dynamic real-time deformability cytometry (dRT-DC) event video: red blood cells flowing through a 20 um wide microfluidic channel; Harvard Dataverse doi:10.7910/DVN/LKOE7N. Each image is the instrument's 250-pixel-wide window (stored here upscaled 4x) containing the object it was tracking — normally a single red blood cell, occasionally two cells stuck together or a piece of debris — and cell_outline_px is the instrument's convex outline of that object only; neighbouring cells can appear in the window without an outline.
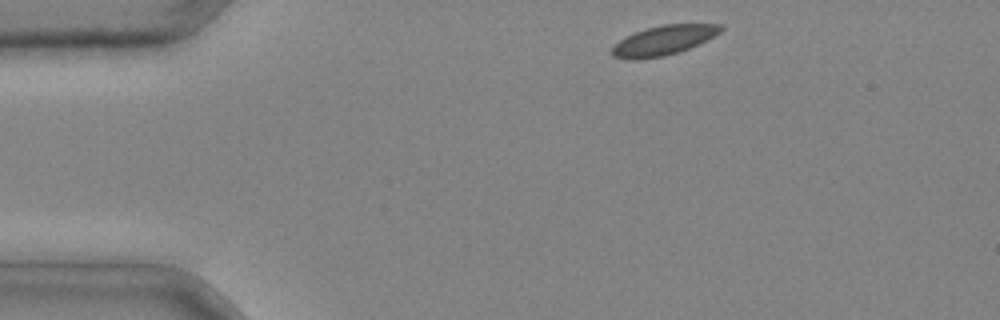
{"species": "common noctule bat (a hibernating species)", "species_latin": "Nyctalus noctula", "temperature_condition": "cold", "stored_images_in_passage": 2, "camera_frame_rate_fps": 3000, "um_per_image_px": 0.085, "animal": {"sex": "male", "body_mass_g": 20.4}, "frame": {"image": 1, "passage_image": 1, "time_ms": 0.0, "image_size_px": [1000, 320], "cell_outline_px": [[724, 28], [720, 32], [680, 52], [664, 56], [636, 60], [632, 60], [612, 56], [608, 52], [620, 40], [636, 32], [648, 28], [664, 24], [724, 24]], "centroid_in_image_um": [56.37, 3.44], "position_along_channel_um": 28.6, "area_um2": 18.5}}